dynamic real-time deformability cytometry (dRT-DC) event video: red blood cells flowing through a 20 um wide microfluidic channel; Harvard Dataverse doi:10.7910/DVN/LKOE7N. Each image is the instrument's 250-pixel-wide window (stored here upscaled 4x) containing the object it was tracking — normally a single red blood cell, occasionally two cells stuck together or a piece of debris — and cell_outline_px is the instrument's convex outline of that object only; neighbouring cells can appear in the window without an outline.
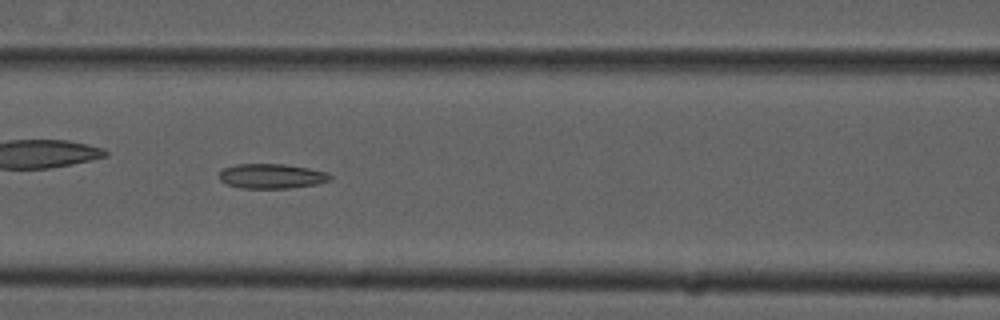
{"species": "common noctule bat (a hibernating species)", "species_latin": "Nyctalus noctula", "temperature_condition": "cold", "stored_images_in_passage": 33, "camera_frame_rate_fps": 3000, "um_per_image_px": 0.085, "animal": {"sex": "male", "forearm_length_mm": 52.5}, "frame": {"image": 1, "passage_image": 23, "time_ms": 7.333, "image_size_px": [1000, 320], "cell_outline_px": [[332, 180], [316, 184], [292, 188], [240, 188], [224, 184], [220, 180], [220, 172], [224, 168], [236, 164], [284, 164], [308, 168], [328, 172], [332, 176]], "centroid_in_image_um": [23.1, 14.98], "position_along_channel_um": 143.5, "area_um2": 16.13}}